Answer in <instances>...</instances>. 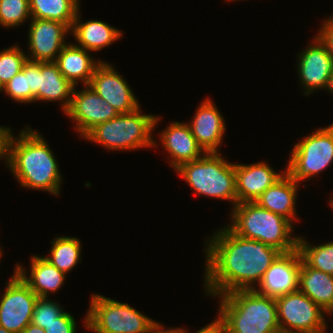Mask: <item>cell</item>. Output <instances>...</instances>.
Returning a JSON list of instances; mask_svg holds the SVG:
<instances>
[{"instance_id": "ab89813d", "label": "cell", "mask_w": 333, "mask_h": 333, "mask_svg": "<svg viewBox=\"0 0 333 333\" xmlns=\"http://www.w3.org/2000/svg\"><path fill=\"white\" fill-rule=\"evenodd\" d=\"M273 333H300V332H293V331H290V330H284V329H277L275 330Z\"/></svg>"}, {"instance_id": "74e56055", "label": "cell", "mask_w": 333, "mask_h": 333, "mask_svg": "<svg viewBox=\"0 0 333 333\" xmlns=\"http://www.w3.org/2000/svg\"><path fill=\"white\" fill-rule=\"evenodd\" d=\"M22 333H45V330L33 323H30Z\"/></svg>"}, {"instance_id": "d4e9b609", "label": "cell", "mask_w": 333, "mask_h": 333, "mask_svg": "<svg viewBox=\"0 0 333 333\" xmlns=\"http://www.w3.org/2000/svg\"><path fill=\"white\" fill-rule=\"evenodd\" d=\"M79 0H29L31 18L59 21L70 29L79 11Z\"/></svg>"}, {"instance_id": "f35d334b", "label": "cell", "mask_w": 333, "mask_h": 333, "mask_svg": "<svg viewBox=\"0 0 333 333\" xmlns=\"http://www.w3.org/2000/svg\"><path fill=\"white\" fill-rule=\"evenodd\" d=\"M326 90H328L330 93L333 94V72L329 78L328 85L326 87Z\"/></svg>"}, {"instance_id": "603a6c76", "label": "cell", "mask_w": 333, "mask_h": 333, "mask_svg": "<svg viewBox=\"0 0 333 333\" xmlns=\"http://www.w3.org/2000/svg\"><path fill=\"white\" fill-rule=\"evenodd\" d=\"M79 11L73 21L70 29L74 39L78 42L75 44L78 47L90 51H99L110 46L118 40L123 33L115 27L98 20H88L80 23Z\"/></svg>"}, {"instance_id": "8d00e7d4", "label": "cell", "mask_w": 333, "mask_h": 333, "mask_svg": "<svg viewBox=\"0 0 333 333\" xmlns=\"http://www.w3.org/2000/svg\"><path fill=\"white\" fill-rule=\"evenodd\" d=\"M164 325L160 322L149 333H179V328L163 329Z\"/></svg>"}, {"instance_id": "d6a6232c", "label": "cell", "mask_w": 333, "mask_h": 333, "mask_svg": "<svg viewBox=\"0 0 333 333\" xmlns=\"http://www.w3.org/2000/svg\"><path fill=\"white\" fill-rule=\"evenodd\" d=\"M27 82L28 88L31 90V102H35V97L38 95V62L27 61Z\"/></svg>"}, {"instance_id": "4dcf8cb0", "label": "cell", "mask_w": 333, "mask_h": 333, "mask_svg": "<svg viewBox=\"0 0 333 333\" xmlns=\"http://www.w3.org/2000/svg\"><path fill=\"white\" fill-rule=\"evenodd\" d=\"M3 92L14 101L31 103V90L28 88L27 82V62L23 69L3 86Z\"/></svg>"}, {"instance_id": "3957f363", "label": "cell", "mask_w": 333, "mask_h": 333, "mask_svg": "<svg viewBox=\"0 0 333 333\" xmlns=\"http://www.w3.org/2000/svg\"><path fill=\"white\" fill-rule=\"evenodd\" d=\"M220 297L219 317L225 333H273L279 329L275 298L255 290H236Z\"/></svg>"}, {"instance_id": "ee69618b", "label": "cell", "mask_w": 333, "mask_h": 333, "mask_svg": "<svg viewBox=\"0 0 333 333\" xmlns=\"http://www.w3.org/2000/svg\"><path fill=\"white\" fill-rule=\"evenodd\" d=\"M3 90V87H2V85L0 84V91H2Z\"/></svg>"}, {"instance_id": "6da1fadb", "label": "cell", "mask_w": 333, "mask_h": 333, "mask_svg": "<svg viewBox=\"0 0 333 333\" xmlns=\"http://www.w3.org/2000/svg\"><path fill=\"white\" fill-rule=\"evenodd\" d=\"M204 286L206 295L254 290L282 253L261 241L236 235L227 225L206 241ZM209 293V294H208Z\"/></svg>"}, {"instance_id": "f1b7e54d", "label": "cell", "mask_w": 333, "mask_h": 333, "mask_svg": "<svg viewBox=\"0 0 333 333\" xmlns=\"http://www.w3.org/2000/svg\"><path fill=\"white\" fill-rule=\"evenodd\" d=\"M31 18L29 0H0V25L17 27Z\"/></svg>"}, {"instance_id": "1f68e13d", "label": "cell", "mask_w": 333, "mask_h": 333, "mask_svg": "<svg viewBox=\"0 0 333 333\" xmlns=\"http://www.w3.org/2000/svg\"><path fill=\"white\" fill-rule=\"evenodd\" d=\"M76 321L74 317L68 313L64 312L60 317L45 325V333H76Z\"/></svg>"}, {"instance_id": "8992f818", "label": "cell", "mask_w": 333, "mask_h": 333, "mask_svg": "<svg viewBox=\"0 0 333 333\" xmlns=\"http://www.w3.org/2000/svg\"><path fill=\"white\" fill-rule=\"evenodd\" d=\"M175 171L195 194L229 200L233 206L238 203L235 164L226 161L221 153H204L197 160L181 164Z\"/></svg>"}, {"instance_id": "9a60e30c", "label": "cell", "mask_w": 333, "mask_h": 333, "mask_svg": "<svg viewBox=\"0 0 333 333\" xmlns=\"http://www.w3.org/2000/svg\"><path fill=\"white\" fill-rule=\"evenodd\" d=\"M301 256L298 249L281 253L265 272L257 293L277 298L298 291Z\"/></svg>"}, {"instance_id": "44dd1931", "label": "cell", "mask_w": 333, "mask_h": 333, "mask_svg": "<svg viewBox=\"0 0 333 333\" xmlns=\"http://www.w3.org/2000/svg\"><path fill=\"white\" fill-rule=\"evenodd\" d=\"M300 183L296 182L285 172L284 175L271 185L255 201L261 208L281 215L293 222L296 218V198ZM294 218V219H293Z\"/></svg>"}, {"instance_id": "cb8c5ba5", "label": "cell", "mask_w": 333, "mask_h": 333, "mask_svg": "<svg viewBox=\"0 0 333 333\" xmlns=\"http://www.w3.org/2000/svg\"><path fill=\"white\" fill-rule=\"evenodd\" d=\"M298 290L327 314L333 313V275L308 267L301 259Z\"/></svg>"}, {"instance_id": "5b68a950", "label": "cell", "mask_w": 333, "mask_h": 333, "mask_svg": "<svg viewBox=\"0 0 333 333\" xmlns=\"http://www.w3.org/2000/svg\"><path fill=\"white\" fill-rule=\"evenodd\" d=\"M141 110L139 107L133 112L119 114L98 124L83 138L113 151L158 146L151 134L161 118L151 114L143 115Z\"/></svg>"}, {"instance_id": "4316f807", "label": "cell", "mask_w": 333, "mask_h": 333, "mask_svg": "<svg viewBox=\"0 0 333 333\" xmlns=\"http://www.w3.org/2000/svg\"><path fill=\"white\" fill-rule=\"evenodd\" d=\"M297 249L308 267L333 275V242L312 246L303 237H299Z\"/></svg>"}, {"instance_id": "484cf974", "label": "cell", "mask_w": 333, "mask_h": 333, "mask_svg": "<svg viewBox=\"0 0 333 333\" xmlns=\"http://www.w3.org/2000/svg\"><path fill=\"white\" fill-rule=\"evenodd\" d=\"M50 257H44L50 264L67 274L81 262V243L75 237L58 236L51 242Z\"/></svg>"}, {"instance_id": "60d3db41", "label": "cell", "mask_w": 333, "mask_h": 333, "mask_svg": "<svg viewBox=\"0 0 333 333\" xmlns=\"http://www.w3.org/2000/svg\"><path fill=\"white\" fill-rule=\"evenodd\" d=\"M0 333H11V332L6 330L4 327L0 326Z\"/></svg>"}, {"instance_id": "ffe728a7", "label": "cell", "mask_w": 333, "mask_h": 333, "mask_svg": "<svg viewBox=\"0 0 333 333\" xmlns=\"http://www.w3.org/2000/svg\"><path fill=\"white\" fill-rule=\"evenodd\" d=\"M102 61L93 59L88 50L75 44H66L57 55L55 63L65 79L74 87L82 80L83 86L89 85L96 67Z\"/></svg>"}, {"instance_id": "e575fe53", "label": "cell", "mask_w": 333, "mask_h": 333, "mask_svg": "<svg viewBox=\"0 0 333 333\" xmlns=\"http://www.w3.org/2000/svg\"><path fill=\"white\" fill-rule=\"evenodd\" d=\"M179 333H187V331L180 327ZM196 333H225V327L218 316L213 322L199 329Z\"/></svg>"}, {"instance_id": "e0dca14e", "label": "cell", "mask_w": 333, "mask_h": 333, "mask_svg": "<svg viewBox=\"0 0 333 333\" xmlns=\"http://www.w3.org/2000/svg\"><path fill=\"white\" fill-rule=\"evenodd\" d=\"M267 162L236 164V195L238 203L255 202L262 193L279 180L285 171L275 172Z\"/></svg>"}, {"instance_id": "ba28073f", "label": "cell", "mask_w": 333, "mask_h": 333, "mask_svg": "<svg viewBox=\"0 0 333 333\" xmlns=\"http://www.w3.org/2000/svg\"><path fill=\"white\" fill-rule=\"evenodd\" d=\"M333 162V124L319 128L294 144L286 172L300 183L319 174Z\"/></svg>"}, {"instance_id": "ac0fdd59", "label": "cell", "mask_w": 333, "mask_h": 333, "mask_svg": "<svg viewBox=\"0 0 333 333\" xmlns=\"http://www.w3.org/2000/svg\"><path fill=\"white\" fill-rule=\"evenodd\" d=\"M161 143L171 156L172 168L199 159L205 152L198 145L188 123L173 122L160 133Z\"/></svg>"}, {"instance_id": "83f0119b", "label": "cell", "mask_w": 333, "mask_h": 333, "mask_svg": "<svg viewBox=\"0 0 333 333\" xmlns=\"http://www.w3.org/2000/svg\"><path fill=\"white\" fill-rule=\"evenodd\" d=\"M27 61V54L16 44L0 51V84L2 87L23 69Z\"/></svg>"}, {"instance_id": "7bdbcfd3", "label": "cell", "mask_w": 333, "mask_h": 333, "mask_svg": "<svg viewBox=\"0 0 333 333\" xmlns=\"http://www.w3.org/2000/svg\"><path fill=\"white\" fill-rule=\"evenodd\" d=\"M1 249H2V248H0V259H1L2 253H3Z\"/></svg>"}, {"instance_id": "7c38bea8", "label": "cell", "mask_w": 333, "mask_h": 333, "mask_svg": "<svg viewBox=\"0 0 333 333\" xmlns=\"http://www.w3.org/2000/svg\"><path fill=\"white\" fill-rule=\"evenodd\" d=\"M306 49L298 55V75L304 95L326 89L333 72V58L327 46L316 35Z\"/></svg>"}, {"instance_id": "5bb4252c", "label": "cell", "mask_w": 333, "mask_h": 333, "mask_svg": "<svg viewBox=\"0 0 333 333\" xmlns=\"http://www.w3.org/2000/svg\"><path fill=\"white\" fill-rule=\"evenodd\" d=\"M89 86L119 114L130 113L140 107L128 83L109 63L102 61L96 67Z\"/></svg>"}, {"instance_id": "836d02e7", "label": "cell", "mask_w": 333, "mask_h": 333, "mask_svg": "<svg viewBox=\"0 0 333 333\" xmlns=\"http://www.w3.org/2000/svg\"><path fill=\"white\" fill-rule=\"evenodd\" d=\"M318 32L317 36L327 46L333 58V15L324 20L322 28Z\"/></svg>"}, {"instance_id": "2e32d148", "label": "cell", "mask_w": 333, "mask_h": 333, "mask_svg": "<svg viewBox=\"0 0 333 333\" xmlns=\"http://www.w3.org/2000/svg\"><path fill=\"white\" fill-rule=\"evenodd\" d=\"M188 124L198 145L208 152H219L225 135L224 117L210 98L202 101Z\"/></svg>"}, {"instance_id": "d6986e66", "label": "cell", "mask_w": 333, "mask_h": 333, "mask_svg": "<svg viewBox=\"0 0 333 333\" xmlns=\"http://www.w3.org/2000/svg\"><path fill=\"white\" fill-rule=\"evenodd\" d=\"M30 276L21 264L15 266V272L39 298H48L49 292L59 291L64 284L66 274L50 264L44 257L32 256Z\"/></svg>"}, {"instance_id": "d590c367", "label": "cell", "mask_w": 333, "mask_h": 333, "mask_svg": "<svg viewBox=\"0 0 333 333\" xmlns=\"http://www.w3.org/2000/svg\"><path fill=\"white\" fill-rule=\"evenodd\" d=\"M10 127L0 126V160L1 158L7 161L8 141L11 135Z\"/></svg>"}, {"instance_id": "7402d4cb", "label": "cell", "mask_w": 333, "mask_h": 333, "mask_svg": "<svg viewBox=\"0 0 333 333\" xmlns=\"http://www.w3.org/2000/svg\"><path fill=\"white\" fill-rule=\"evenodd\" d=\"M38 87L35 101L61 100L63 112L69 109L74 86L64 78L55 62H38Z\"/></svg>"}, {"instance_id": "f546056e", "label": "cell", "mask_w": 333, "mask_h": 333, "mask_svg": "<svg viewBox=\"0 0 333 333\" xmlns=\"http://www.w3.org/2000/svg\"><path fill=\"white\" fill-rule=\"evenodd\" d=\"M64 308L60 304L48 298L37 299L34 305V312L31 323L44 329L45 325L50 324L64 313Z\"/></svg>"}, {"instance_id": "8fae6325", "label": "cell", "mask_w": 333, "mask_h": 333, "mask_svg": "<svg viewBox=\"0 0 333 333\" xmlns=\"http://www.w3.org/2000/svg\"><path fill=\"white\" fill-rule=\"evenodd\" d=\"M65 114L76 122L75 130L82 137L96 125L119 115L118 111L89 85H84V89L77 92L74 87L71 104Z\"/></svg>"}, {"instance_id": "b9f144b4", "label": "cell", "mask_w": 333, "mask_h": 333, "mask_svg": "<svg viewBox=\"0 0 333 333\" xmlns=\"http://www.w3.org/2000/svg\"><path fill=\"white\" fill-rule=\"evenodd\" d=\"M329 202H330V206H331V208L333 209V197L329 200Z\"/></svg>"}, {"instance_id": "277c9868", "label": "cell", "mask_w": 333, "mask_h": 333, "mask_svg": "<svg viewBox=\"0 0 333 333\" xmlns=\"http://www.w3.org/2000/svg\"><path fill=\"white\" fill-rule=\"evenodd\" d=\"M230 216L232 222L227 225L236 235L261 241L282 253L297 249L299 237L292 236V222L256 202L237 203Z\"/></svg>"}, {"instance_id": "7a4b0ae2", "label": "cell", "mask_w": 333, "mask_h": 333, "mask_svg": "<svg viewBox=\"0 0 333 333\" xmlns=\"http://www.w3.org/2000/svg\"><path fill=\"white\" fill-rule=\"evenodd\" d=\"M18 137V138H17ZM8 141L7 166L22 187L59 195L62 177L44 137L27 126Z\"/></svg>"}, {"instance_id": "9c48e42d", "label": "cell", "mask_w": 333, "mask_h": 333, "mask_svg": "<svg viewBox=\"0 0 333 333\" xmlns=\"http://www.w3.org/2000/svg\"><path fill=\"white\" fill-rule=\"evenodd\" d=\"M275 300L280 329L300 333H326V312L301 291L279 296Z\"/></svg>"}, {"instance_id": "52a82bcc", "label": "cell", "mask_w": 333, "mask_h": 333, "mask_svg": "<svg viewBox=\"0 0 333 333\" xmlns=\"http://www.w3.org/2000/svg\"><path fill=\"white\" fill-rule=\"evenodd\" d=\"M85 327L94 333H149L158 322L128 305L103 295L91 296Z\"/></svg>"}, {"instance_id": "4fadbf2b", "label": "cell", "mask_w": 333, "mask_h": 333, "mask_svg": "<svg viewBox=\"0 0 333 333\" xmlns=\"http://www.w3.org/2000/svg\"><path fill=\"white\" fill-rule=\"evenodd\" d=\"M70 28L59 21L31 18L28 45L34 62H55L57 55L67 44L64 40ZM66 41V42H65Z\"/></svg>"}, {"instance_id": "30bf717a", "label": "cell", "mask_w": 333, "mask_h": 333, "mask_svg": "<svg viewBox=\"0 0 333 333\" xmlns=\"http://www.w3.org/2000/svg\"><path fill=\"white\" fill-rule=\"evenodd\" d=\"M6 283L0 300V326L11 333H22L32 321L38 296L15 271Z\"/></svg>"}]
</instances>
